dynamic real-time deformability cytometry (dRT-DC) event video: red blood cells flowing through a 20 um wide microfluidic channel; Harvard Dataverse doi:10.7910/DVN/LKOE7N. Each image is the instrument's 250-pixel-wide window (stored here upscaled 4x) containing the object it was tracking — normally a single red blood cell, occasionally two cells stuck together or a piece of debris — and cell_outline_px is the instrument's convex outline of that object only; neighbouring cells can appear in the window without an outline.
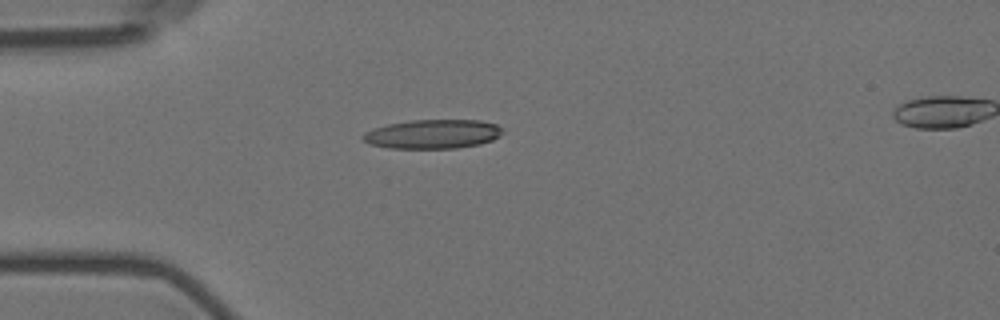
{"species": "Egyptian fruit bat (a non-hibernating species)", "species_latin": "Rousettus aegyptiacus", "temperature_condition": "room temperature", "stored_images_in_passage": 7, "camera_frame_rate_fps": 3000, "um_per_image_px": 0.085, "animal": {"sex": "female"}, "frame": {"image": 1, "passage_image": 4, "time_ms": 4.333, "image_size_px": [1000, 320], "cell_outline_px": [[500, 136], [492, 140], [480, 144], [456, 148], [388, 148], [368, 144], [360, 136], [364, 132], [372, 128], [388, 124], [412, 120], [480, 120], [496, 124], [500, 128]], "centroid_in_image_um": [36.73, 11.39], "position_along_channel_um": 48.3, "area_um2": 23.7}}
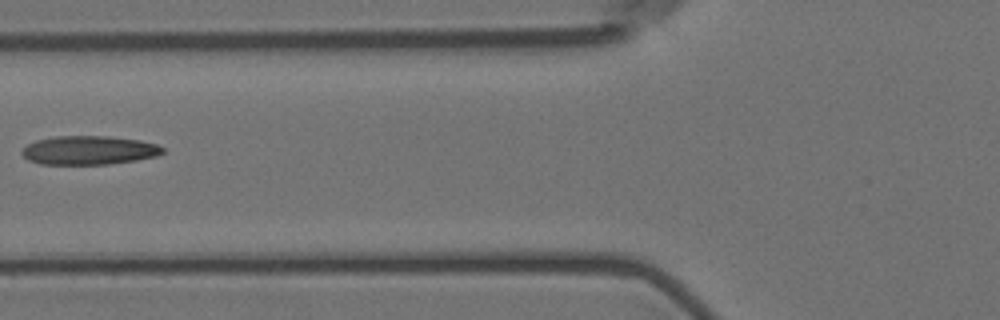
{"frame": {"image": 2, "passage_image": 6, "time_ms": 6.667, "image_size_px": [1000, 320], "cell_outline_px": [[164, 152], [156, 156], [136, 160], [108, 164], [40, 164], [28, 160], [20, 152], [28, 144], [36, 140], [56, 136], [108, 136], [140, 140], [156, 144], [164, 148]], "centroid_in_image_um": [7.56, 12.77], "position_along_channel_um": 118.2, "area_um2": 23.58}}
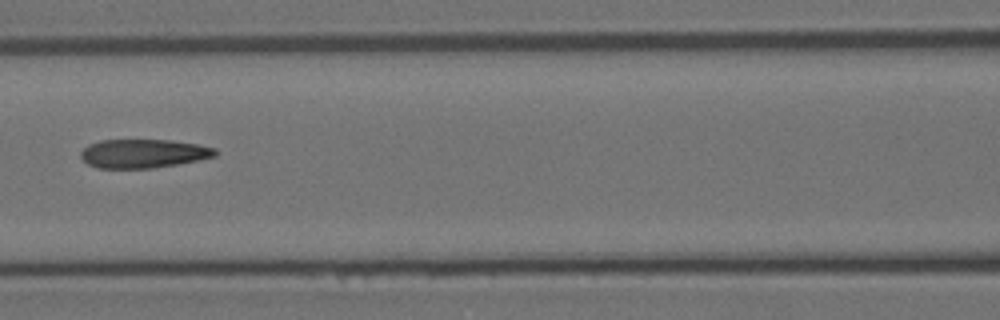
{"frame": {"image": 3, "passage_image": 7, "time_ms": 7.667, "image_size_px": [1000, 320], "cell_outline_px": [[216, 156], [176, 164], [152, 168], [100, 168], [88, 164], [80, 156], [80, 152], [88, 144], [100, 140], [172, 140], [196, 144], [216, 148]], "centroid_in_image_um": [12.16, 13.04], "position_along_channel_um": 154.4, "area_um2": 22.37}}